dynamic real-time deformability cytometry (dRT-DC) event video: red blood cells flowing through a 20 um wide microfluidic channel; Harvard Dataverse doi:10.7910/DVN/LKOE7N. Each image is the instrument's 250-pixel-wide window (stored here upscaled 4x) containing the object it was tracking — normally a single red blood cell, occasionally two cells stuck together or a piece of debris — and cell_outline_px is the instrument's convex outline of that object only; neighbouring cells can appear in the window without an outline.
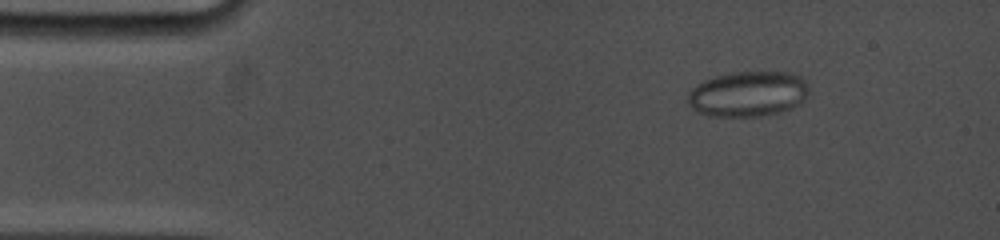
{"species": "common noctule bat (a hibernating species)", "species_latin": "Nyctalus noctula", "temperature_condition": "cold", "stored_images_in_passage": 43, "camera_frame_rate_fps": 5000, "um_per_image_px": 0.085, "animal": {"sex": "female", "body_mass_g": 19.0, "forearm_length_mm": 53.3}, "frame": {"image": 1, "passage_image": 5, "time_ms": 2.2, "image_size_px": [1000, 240], "cell_outline_px": [[808, 96], [804, 100], [792, 108], [780, 112], [760, 116], [712, 116], [696, 112], [688, 104], [688, 92], [696, 84], [704, 80], [716, 76], [736, 72], [792, 72], [800, 76], [808, 84]], "centroid_in_image_um": [63.59, 7.98], "position_along_channel_um": 21.4, "area_um2": 32.19}}
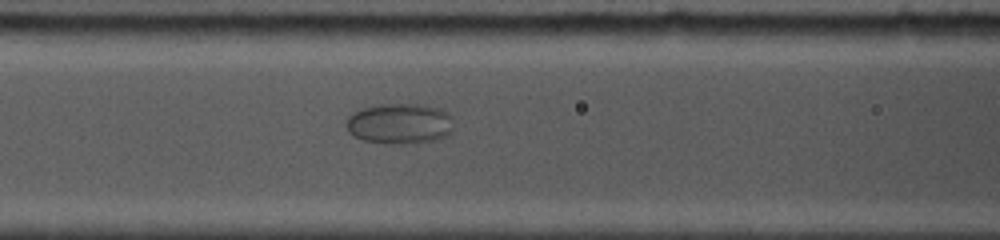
{"frame": {"image": 2, "passage_image": 16, "time_ms": 7.4, "image_size_px": [1000, 240], "cell_outline_px": [[452, 132], [448, 136], [436, 140], [412, 144], [392, 144], [364, 140], [352, 136], [348, 132], [344, 124], [348, 116], [364, 108], [376, 104], [424, 104], [440, 108], [452, 116]], "centroid_in_image_um": [33.99, 10.52], "position_along_channel_um": 132.6, "area_um2": 25.89}}
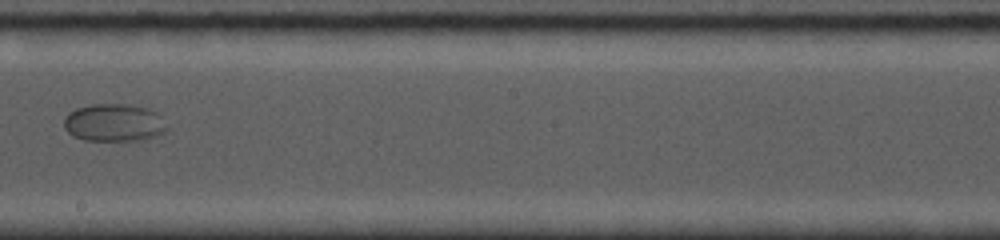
{"frame": {"image": 3, "passage_image": 23, "time_ms": 10.4, "image_size_px": [1000, 240], "cell_outline_px": [[168, 128], [164, 132], [156, 136], [144, 140], [84, 140], [72, 136], [64, 128], [64, 116], [68, 112], [76, 108], [92, 104], [128, 104], [148, 108], [156, 112], [160, 116]], "centroid_in_image_um": [9.67, 10.42], "position_along_channel_um": 238.5, "area_um2": 22.77}}